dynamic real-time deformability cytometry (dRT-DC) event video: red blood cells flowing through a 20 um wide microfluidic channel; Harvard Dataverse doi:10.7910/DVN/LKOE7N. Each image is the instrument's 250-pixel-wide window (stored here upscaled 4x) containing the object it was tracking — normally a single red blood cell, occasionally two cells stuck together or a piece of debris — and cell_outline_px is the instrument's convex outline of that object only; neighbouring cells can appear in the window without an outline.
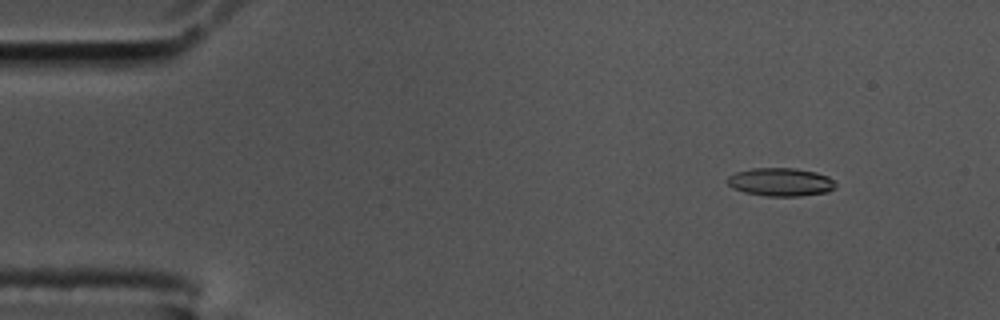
{"species": "common noctule bat (a hibernating species)", "species_latin": "Nyctalus noctula", "temperature_condition": "cold", "stored_images_in_passage": 8, "camera_frame_rate_fps": 3000, "um_per_image_px": 0.085, "animal": {"sex": "male", "body_mass_g": 17.5, "forearm_length_mm": 52.3}, "frame": {"image": 1, "passage_image": 7, "time_ms": 2.0, "image_size_px": [1000, 320], "cell_outline_px": [[836, 188], [828, 192], [800, 196], [768, 196], [744, 192], [732, 188], [724, 180], [728, 176], [736, 172], [752, 168], [796, 168], [816, 172], [828, 176], [836, 184]], "centroid_in_image_um": [66.34, 15.47], "position_along_channel_um": 18.7, "area_um2": 17.98}}